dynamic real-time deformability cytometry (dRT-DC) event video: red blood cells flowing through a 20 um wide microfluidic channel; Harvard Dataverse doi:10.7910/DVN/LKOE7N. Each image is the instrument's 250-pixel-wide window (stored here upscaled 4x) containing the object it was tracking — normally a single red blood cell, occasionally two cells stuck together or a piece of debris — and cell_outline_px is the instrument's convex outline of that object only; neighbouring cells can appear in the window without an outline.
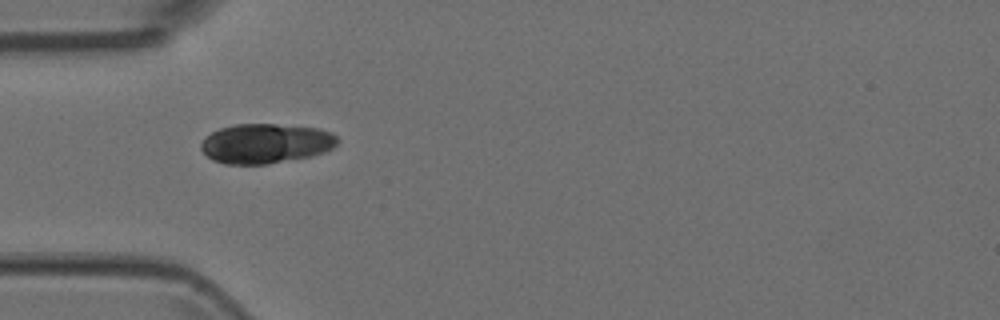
{"species": "Egyptian fruit bat (a non-hibernating species)", "species_latin": "Rousettus aegyptiacus", "temperature_condition": "room temperature", "stored_images_in_passage": 4, "camera_frame_rate_fps": 3000, "um_per_image_px": 0.085, "animal": {"sex": "female"}, "frame": {"image": 1, "passage_image": 1, "time_ms": 0.0, "image_size_px": [1000, 320], "cell_outline_px": [[340, 140], [332, 148], [324, 152], [312, 156], [268, 164], [224, 164], [212, 160], [200, 148], [200, 144], [204, 136], [220, 128], [236, 124], [276, 124], [320, 128], [332, 132]], "centroid_in_image_um": [22.59, 12.19], "position_along_channel_um": 62.4, "area_um2": 31.85}}